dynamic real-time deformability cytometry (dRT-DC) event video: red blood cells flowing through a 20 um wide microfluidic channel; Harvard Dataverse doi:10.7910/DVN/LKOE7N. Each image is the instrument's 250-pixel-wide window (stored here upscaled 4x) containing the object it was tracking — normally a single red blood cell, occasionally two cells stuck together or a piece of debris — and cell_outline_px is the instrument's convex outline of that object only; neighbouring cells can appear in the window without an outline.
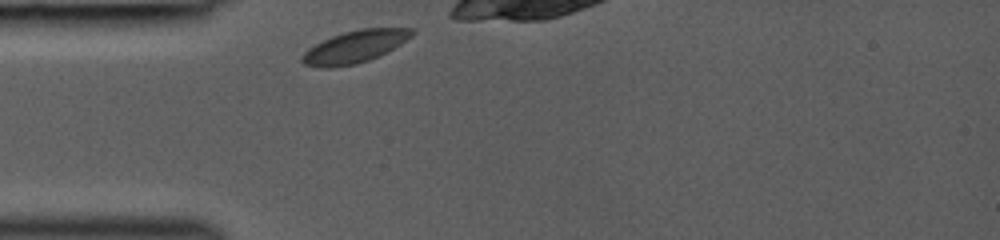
{"species": "common noctule bat (a hibernating species)", "species_latin": "Nyctalus noctula", "temperature_condition": "room temperature", "stored_images_in_passage": 13, "camera_frame_rate_fps": 3000, "um_per_image_px": 0.085, "animal": {"sex": "female", "body_mass_g": 19.0, "forearm_length_mm": 53.3}, "frame": {"image": 1, "passage_image": 1, "time_ms": 0.0, "image_size_px": [1000, 240], "cell_outline_px": [[416, 32], [412, 36], [400, 44], [368, 60], [356, 64], [332, 68], [320, 68], [304, 64], [300, 60], [304, 52], [308, 48], [332, 36], [344, 32], [364, 28], [412, 28]], "centroid_in_image_um": [30.13, 3.97], "position_along_channel_um": 54.9, "area_um2": 20.4}}
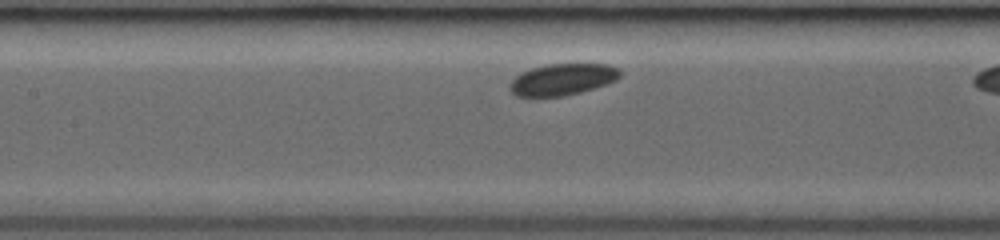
{"frame": {"image": 2, "passage_image": 9, "time_ms": 2.667, "image_size_px": [1000, 240], "cell_outline_px": [[620, 76], [616, 80], [580, 92], [564, 96], [516, 96], [508, 88], [508, 84], [516, 76], [532, 68], [548, 64], [608, 64], [620, 68]], "centroid_in_image_um": [47.8, 6.74], "position_along_channel_um": 159.6, "area_um2": 20.06}}
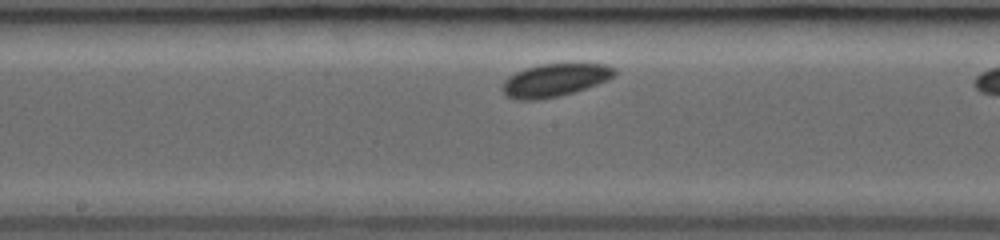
{"frame": {"image": 3, "passage_image": 12, "time_ms": 3.667, "image_size_px": [1000, 240], "cell_outline_px": [[616, 72], [608, 80], [560, 96], [536, 100], [516, 100], [508, 96], [500, 88], [504, 80], [508, 76], [516, 72], [528, 68], [544, 64], [608, 64], [616, 68]], "centroid_in_image_um": [47.13, 6.82], "position_along_channel_um": 201.1, "area_um2": 21.27}}